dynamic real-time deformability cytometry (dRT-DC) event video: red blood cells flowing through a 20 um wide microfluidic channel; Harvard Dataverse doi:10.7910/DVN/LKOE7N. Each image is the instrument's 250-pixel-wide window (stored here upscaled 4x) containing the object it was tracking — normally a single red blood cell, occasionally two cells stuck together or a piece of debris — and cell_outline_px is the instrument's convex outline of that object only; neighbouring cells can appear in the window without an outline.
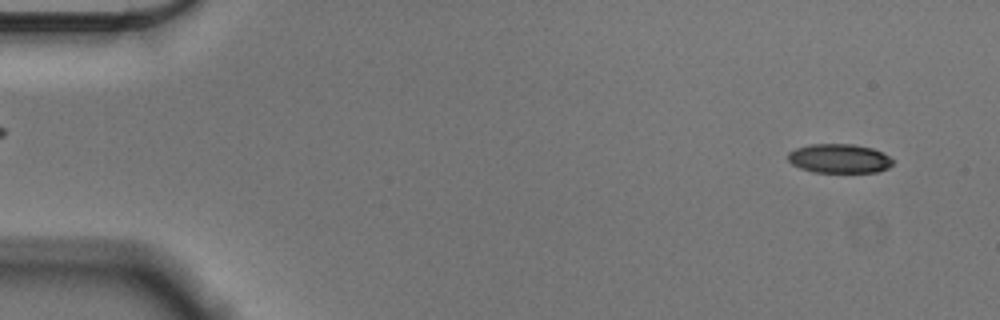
{"species": "Egyptian fruit bat (a non-hibernating species)", "species_latin": "Rousettus aegyptiacus", "temperature_condition": "cold", "stored_images_in_passage": 15, "camera_frame_rate_fps": 3000, "um_per_image_px": 0.085, "animal": {"sex": "male"}, "frame": {"image": 1, "passage_image": 3, "time_ms": 0.667, "image_size_px": [1000, 320], "cell_outline_px": [[892, 164], [888, 168], [876, 172], [812, 172], [800, 168], [792, 164], [788, 160], [788, 152], [796, 148], [812, 144], [852, 144], [872, 148], [888, 156], [892, 160]], "centroid_in_image_um": [71.3, 13.48], "position_along_channel_um": 13.7, "area_um2": 17.69}}